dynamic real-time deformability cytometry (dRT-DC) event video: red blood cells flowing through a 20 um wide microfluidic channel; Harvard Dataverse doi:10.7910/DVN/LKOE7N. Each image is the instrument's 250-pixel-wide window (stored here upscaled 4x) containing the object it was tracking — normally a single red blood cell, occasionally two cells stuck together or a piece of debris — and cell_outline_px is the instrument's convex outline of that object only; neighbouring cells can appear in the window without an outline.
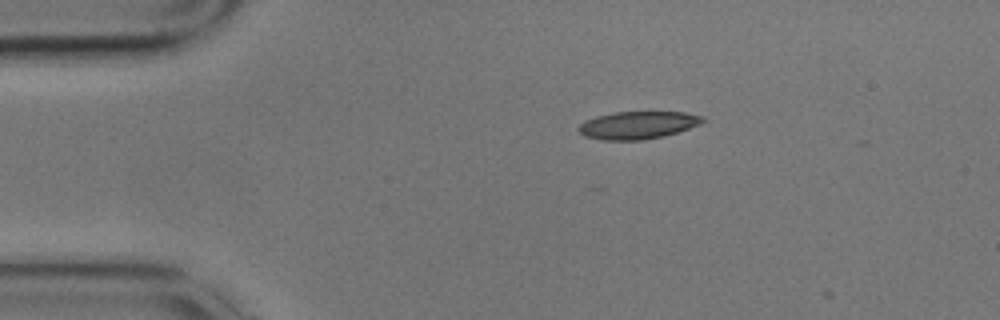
{"species": "common noctule bat (a hibernating species)", "species_latin": "Nyctalus noctula", "temperature_condition": "cold", "stored_images_in_passage": 2, "camera_frame_rate_fps": 3000, "um_per_image_px": 0.085, "animal": {"sex": "male", "body_mass_g": 17.9}, "frame": {"image": 1, "passage_image": 1, "time_ms": 0.0, "image_size_px": [1000, 320], "cell_outline_px": [[708, 120], [700, 124], [664, 136], [644, 140], [600, 140], [584, 136], [576, 128], [584, 120], [596, 116], [612, 112], [684, 112], [704, 116]], "centroid_in_image_um": [54.2, 10.63], "position_along_channel_um": 30.8, "area_um2": 20.17}}